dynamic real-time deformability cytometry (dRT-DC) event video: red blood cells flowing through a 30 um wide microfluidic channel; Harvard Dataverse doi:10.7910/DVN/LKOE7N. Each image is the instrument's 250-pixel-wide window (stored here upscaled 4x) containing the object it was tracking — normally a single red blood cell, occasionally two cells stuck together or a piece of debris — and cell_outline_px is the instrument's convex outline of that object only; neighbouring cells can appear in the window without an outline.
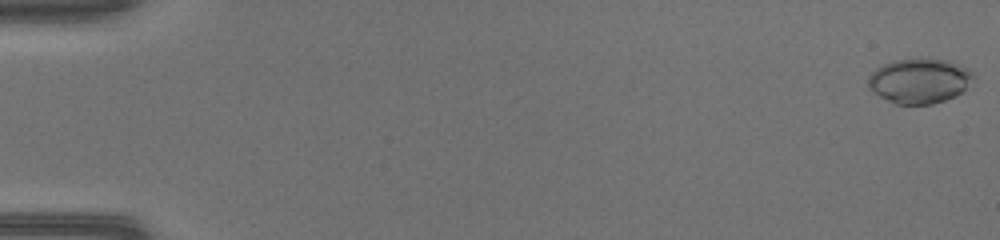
{"species": "common noctule bat (a hibernating species)", "species_latin": "Nyctalus noctula", "temperature_condition": "warm", "stored_images_in_passage": 50, "camera_frame_rate_fps": 3000, "um_per_image_px": 0.085, "animal": {"sex": "female", "body_mass_g": 17.0, "forearm_length_mm": 48.0}, "frame": {"image": 1, "passage_image": 1, "time_ms": 0.0, "image_size_px": [1000, 240], "cell_outline_px": [[976, 76], [956, 96], [932, 104], [896, 104], [880, 96], [868, 88], [868, 76], [876, 68], [892, 60], [948, 60], [968, 68]], "centroid_in_image_um": [78.14, 6.88], "position_along_channel_um": 6.9, "area_um2": 27.11}}
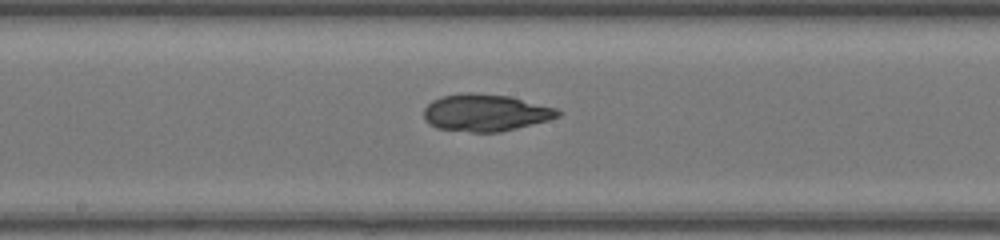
{"frame": {"image": 2, "passage_image": 28, "time_ms": 9.0, "image_size_px": [1000, 240], "cell_outline_px": [[560, 116], [548, 120], [500, 132], [472, 132], [436, 128], [428, 124], [424, 120], [424, 108], [432, 100], [440, 96], [468, 92], [472, 92], [512, 96], [556, 108], [560, 112]], "centroid_in_image_um": [41.24, 9.57], "position_along_channel_um": 207.0, "area_um2": 29.13}}
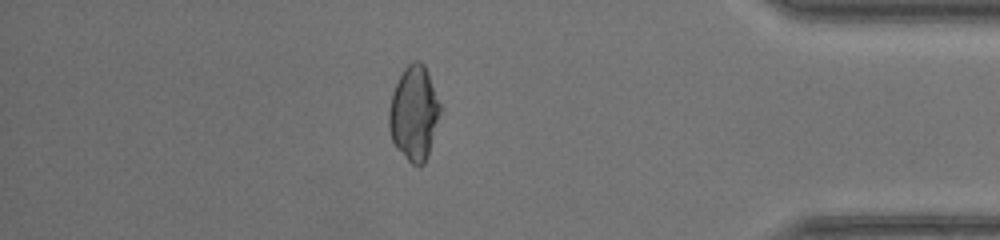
{"frame": {"image": 3, "passage_image": 44, "time_ms": 14.333, "image_size_px": [1000, 240], "cell_outline_px": [[440, 112], [428, 156], [424, 164], [412, 164], [396, 148], [392, 140], [388, 128], [388, 112], [392, 92], [404, 68], [412, 60], [420, 60], [424, 64], [428, 72], [440, 104]], "centroid_in_image_um": [35.17, 9.6], "position_along_channel_um": 400.0, "area_um2": 28.09}, "authors_computed_cell_mechanics": {"area_um2": 28.2064, "velocity_mm_per_s": 4.2281, "shape_relaxation_time_tau1_ms": null, "shape_relaxation_time_tau2_ms": 1.2372, "deformation_change_tau1": null, "deformation_change_tau2": 0.0512}}